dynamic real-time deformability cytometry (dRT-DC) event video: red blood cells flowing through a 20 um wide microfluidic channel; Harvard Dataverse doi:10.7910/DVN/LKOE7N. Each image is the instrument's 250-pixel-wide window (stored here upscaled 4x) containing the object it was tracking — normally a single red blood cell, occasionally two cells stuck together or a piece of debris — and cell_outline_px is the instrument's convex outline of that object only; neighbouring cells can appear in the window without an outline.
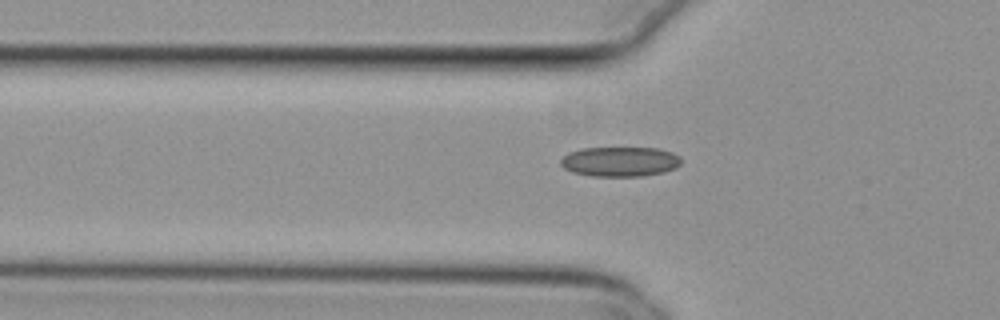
{"species": "common noctule bat (a hibernating species)", "species_latin": "Nyctalus noctula", "temperature_condition": "cold", "stored_images_in_passage": 40, "camera_frame_rate_fps": 3000, "um_per_image_px": 0.085, "animal": {"sex": "female", "body_mass_g": 29.2, "forearm_length_mm": 56.3}, "frame": {"image": 1, "passage_image": 8, "time_ms": 2.333, "image_size_px": [1000, 320], "cell_outline_px": [[680, 164], [676, 168], [664, 172], [640, 176], [592, 176], [572, 172], [564, 168], [560, 164], [560, 160], [568, 152], [580, 148], [656, 148], [672, 152], [680, 156]], "centroid_in_image_um": [52.68, 13.73], "position_along_channel_um": 73.1, "area_um2": 20.98}}
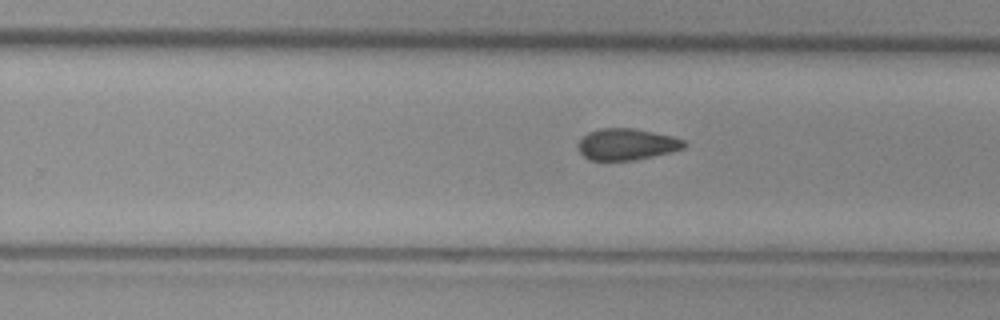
{"frame": {"image": 2, "passage_image": 24, "time_ms": 7.667, "image_size_px": [1000, 320], "cell_outline_px": [[688, 144], [684, 148], [672, 152], [636, 160], [588, 160], [580, 152], [576, 144], [588, 132], [600, 128], [636, 128], [672, 136], [684, 140]], "centroid_in_image_um": [53.28, 12.26], "position_along_channel_um": 276.5, "area_um2": 19.65}}
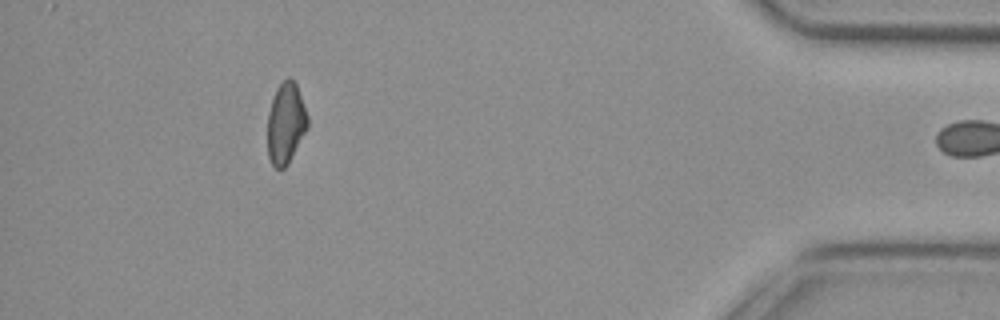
{"frame": {"image": 3, "passage_image": 39, "time_ms": 12.667, "image_size_px": [1000, 320], "cell_outline_px": [[308, 128], [288, 164], [284, 168], [276, 168], [272, 164], [268, 156], [268, 112], [276, 88], [288, 76], [296, 84], [308, 116]], "centroid_in_image_um": [24.29, 10.49], "position_along_channel_um": 410.9, "area_um2": 18.84}}